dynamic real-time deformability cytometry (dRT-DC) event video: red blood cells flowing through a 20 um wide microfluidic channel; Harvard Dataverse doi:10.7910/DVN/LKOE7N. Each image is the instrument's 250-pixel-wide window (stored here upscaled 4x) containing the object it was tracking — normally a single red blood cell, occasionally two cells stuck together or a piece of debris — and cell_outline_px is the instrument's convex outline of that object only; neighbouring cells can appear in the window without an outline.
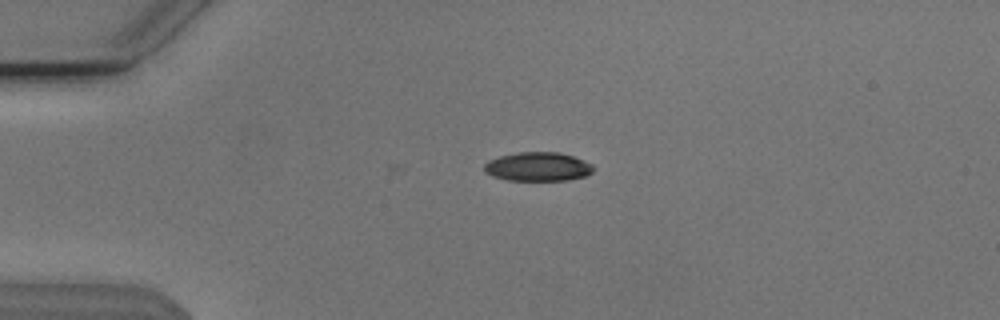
{"species": "Egyptian fruit bat (a non-hibernating species)", "species_latin": "Rousettus aegyptiacus", "temperature_condition": "cold", "stored_images_in_passage": 24, "camera_frame_rate_fps": 3000, "um_per_image_px": 0.085, "animal": {"sex": "male"}, "frame": {"image": 1, "passage_image": 3, "time_ms": 0.667, "image_size_px": [1000, 320], "cell_outline_px": [[596, 168], [592, 172], [584, 176], [568, 180], [508, 180], [492, 176], [484, 172], [484, 164], [488, 160], [500, 156], [516, 152], [560, 152], [584, 160], [592, 164]], "centroid_in_image_um": [45.72, 14.16], "position_along_channel_um": 39.3, "area_um2": 18.5}}
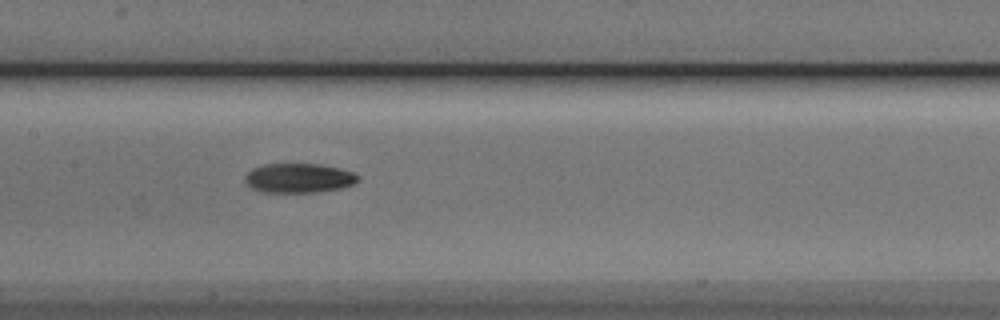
{"frame": {"image": 2, "passage_image": 17, "time_ms": 5.333, "image_size_px": [1000, 320], "cell_outline_px": [[360, 180], [352, 184], [340, 188], [316, 192], [264, 192], [252, 188], [244, 180], [244, 176], [252, 168], [264, 164], [320, 164], [340, 168], [352, 172], [360, 176]], "centroid_in_image_um": [25.4, 15.13], "position_along_channel_um": 182.0, "area_um2": 19.36}}
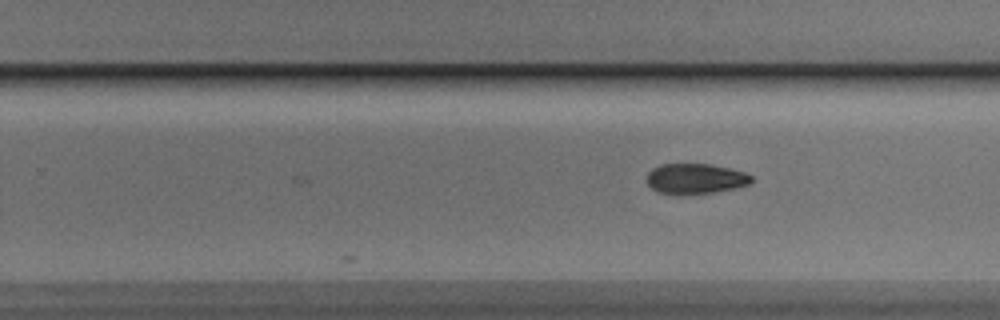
{"frame": {"image": 3, "passage_image": 24, "time_ms": 7.667, "image_size_px": [1000, 320], "cell_outline_px": [[752, 180], [748, 184], [736, 188], [712, 192], [656, 192], [648, 184], [648, 172], [652, 168], [660, 164], [708, 164], [728, 168], [744, 172], [752, 176]], "centroid_in_image_um": [59.11, 15.15], "position_along_channel_um": 270.7, "area_um2": 17.8}}